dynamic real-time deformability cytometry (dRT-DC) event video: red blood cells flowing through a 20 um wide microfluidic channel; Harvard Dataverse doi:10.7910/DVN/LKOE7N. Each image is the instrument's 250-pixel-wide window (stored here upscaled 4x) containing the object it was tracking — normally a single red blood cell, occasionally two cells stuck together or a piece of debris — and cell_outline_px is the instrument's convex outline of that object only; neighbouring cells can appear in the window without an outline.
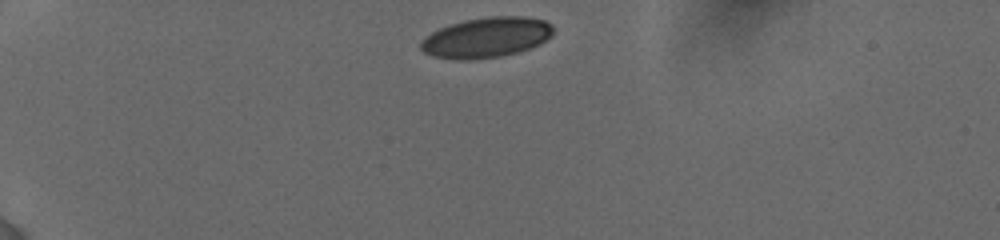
{"species": "human", "species_latin": "Homo sapiens", "temperature_condition": "cold", "stored_images_in_passage": 11, "camera_frame_rate_fps": 3000, "um_per_image_px": 0.085, "donor": {"sex": "female"}, "frame": {"image": 1, "passage_image": 1, "time_ms": 0.0, "image_size_px": [1000, 240], "cell_outline_px": [[552, 36], [540, 44], [516, 52], [500, 56], [468, 60], [456, 60], [432, 56], [424, 52], [420, 48], [420, 40], [424, 36], [448, 24], [464, 20], [488, 16], [524, 16], [544, 20], [552, 24]], "centroid_in_image_um": [41.31, 3.18], "position_along_channel_um": 43.7, "area_um2": 31.27}}
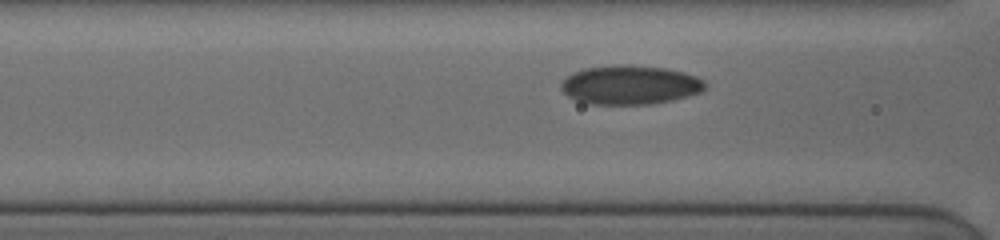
{"frame": {"image": 2, "passage_image": 7, "time_ms": 3.333, "image_size_px": [1000, 240], "cell_outline_px": [[708, 84], [700, 92], [688, 96], [672, 100], [648, 104], [588, 104], [576, 100], [568, 96], [560, 88], [560, 84], [564, 76], [572, 72], [584, 68], [612, 64], [628, 64], [664, 68], [684, 72], [696, 76], [704, 80]], "centroid_in_image_um": [53.51, 7.2], "position_along_channel_um": 113.1, "area_um2": 33.18}}
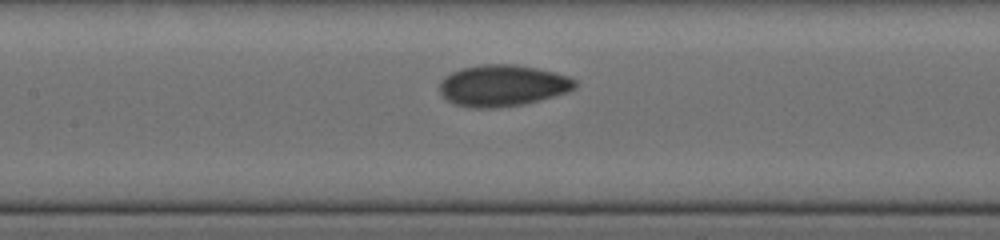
{"frame": {"image": 3, "passage_image": 10, "time_ms": 4.667, "image_size_px": [1000, 240], "cell_outline_px": [[576, 84], [568, 92], [524, 104], [496, 108], [472, 108], [456, 104], [448, 100], [440, 92], [440, 80], [444, 76], [460, 68], [480, 64], [516, 64], [556, 72], [568, 76], [576, 80]], "centroid_in_image_um": [42.7, 7.26], "position_along_channel_um": 164.7, "area_um2": 32.77}}